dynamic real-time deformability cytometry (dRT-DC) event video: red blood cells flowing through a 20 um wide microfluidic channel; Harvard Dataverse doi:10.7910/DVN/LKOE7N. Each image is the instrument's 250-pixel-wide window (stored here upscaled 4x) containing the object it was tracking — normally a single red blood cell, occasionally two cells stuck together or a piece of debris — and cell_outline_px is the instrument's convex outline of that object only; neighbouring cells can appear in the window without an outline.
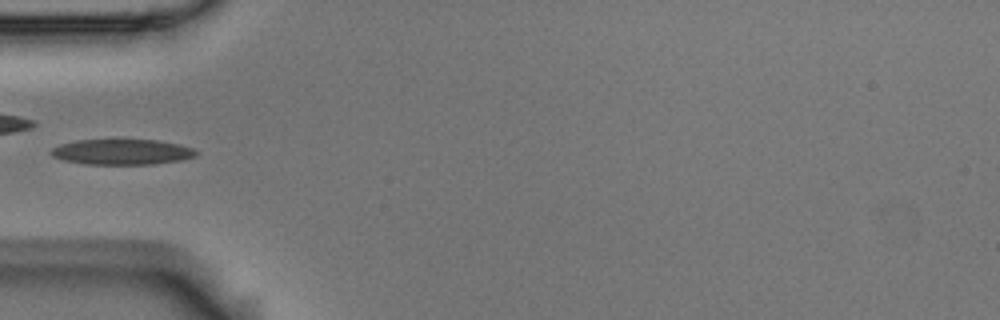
{"species": "Egyptian fruit bat (a non-hibernating species)", "species_latin": "Rousettus aegyptiacus", "temperature_condition": "room temperature", "stored_images_in_passage": 6, "camera_frame_rate_fps": 3000, "um_per_image_px": 0.085, "animal": {"sex": "male"}, "frame": {"image": 1, "passage_image": 5, "time_ms": 1.333, "image_size_px": [1000, 320], "cell_outline_px": [[196, 156], [180, 160], [152, 164], [84, 164], [64, 160], [52, 156], [48, 152], [52, 148], [60, 144], [76, 140], [156, 140], [180, 144], [192, 148], [196, 152]], "centroid_in_image_um": [10.32, 12.91], "position_along_channel_um": 74.7, "area_um2": 21.44}}
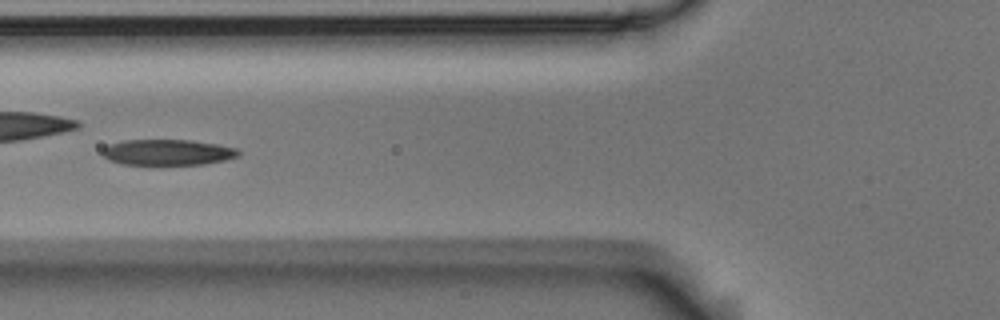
{"frame": {"image": 2, "passage_image": 6, "time_ms": 1.667, "image_size_px": [1000, 320], "cell_outline_px": [[240, 156], [224, 160], [204, 164], [124, 164], [108, 160], [100, 152], [108, 144], [124, 140], [192, 140], [216, 144], [236, 148], [240, 152]], "centroid_in_image_um": [14.23, 12.94], "position_along_channel_um": 111.6, "area_um2": 20.4}}